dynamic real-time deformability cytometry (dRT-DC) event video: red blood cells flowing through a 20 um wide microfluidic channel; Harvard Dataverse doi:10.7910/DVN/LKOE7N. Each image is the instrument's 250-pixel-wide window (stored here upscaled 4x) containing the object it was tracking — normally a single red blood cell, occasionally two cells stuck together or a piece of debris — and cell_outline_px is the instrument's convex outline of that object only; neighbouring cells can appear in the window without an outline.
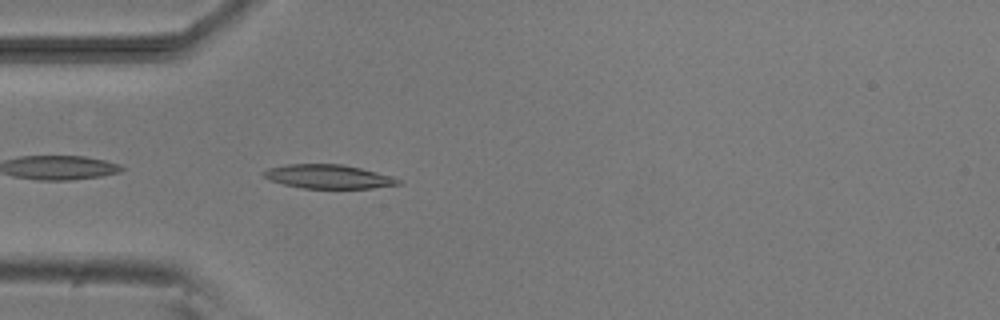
{"species": "common noctule bat (a hibernating species)", "species_latin": "Nyctalus noctula", "temperature_condition": "room temperature", "stored_images_in_passage": 39, "camera_frame_rate_fps": 3000, "um_per_image_px": 0.085, "animal": {"sex": "male", "body_mass_g": 20.5, "forearm_length_mm": 52.5}, "frame": {"image": 1, "passage_image": 2, "time_ms": 0.333, "image_size_px": [1000, 320], "cell_outline_px": [[404, 184], [372, 188], [304, 188], [284, 184], [272, 180], [264, 176], [260, 172], [268, 168], [284, 164], [344, 164], [392, 176], [400, 180]], "centroid_in_image_um": [27.92, 15.0], "position_along_channel_um": 57.1, "area_um2": 18.73}}
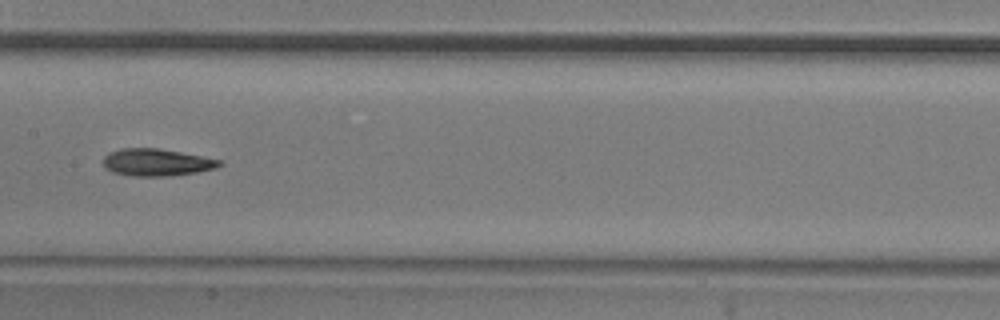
{"frame": {"image": 2, "passage_image": 13, "time_ms": 4.0, "image_size_px": [1000, 320], "cell_outline_px": [[224, 164], [216, 168], [196, 172], [168, 176], [132, 176], [112, 172], [104, 168], [104, 156], [108, 152], [120, 148], [160, 148], [220, 160]], "centroid_in_image_um": [13.27, 13.8], "position_along_channel_um": 194.1, "area_um2": 18.44}}
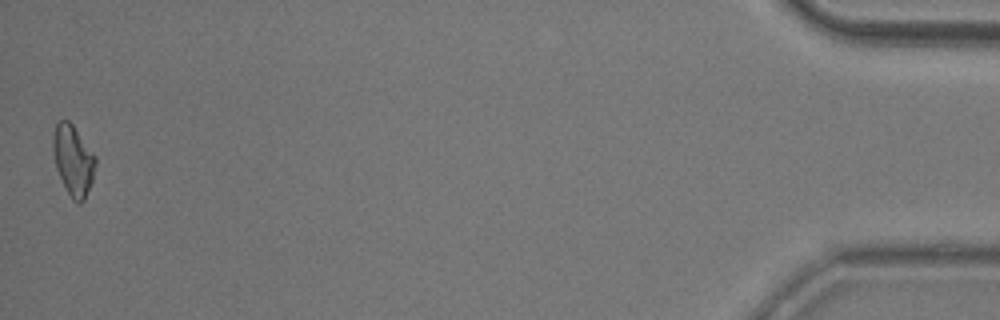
{"frame": {"image": 3, "passage_image": 39, "time_ms": 12.667, "image_size_px": [1000, 320], "cell_outline_px": [[96, 164], [92, 180], [84, 200], [80, 204], [76, 204], [72, 200], [56, 168], [52, 148], [52, 136], [56, 124], [60, 120], [68, 120], [72, 124], [96, 156]], "centroid_in_image_um": [6.22, 13.62], "position_along_channel_um": 429.0, "area_um2": 17.34}, "authors_computed_cell_mechanics": {"area_um2": 17.8024, "velocity_mm_per_s": 3.8171, "shape_relaxation_time_tau1_ms": 8.4942, "shape_relaxation_time_tau2_ms": 4.6847, "deformation_change_tau1": 0.1971, "deformation_change_tau2": 0.1252}}